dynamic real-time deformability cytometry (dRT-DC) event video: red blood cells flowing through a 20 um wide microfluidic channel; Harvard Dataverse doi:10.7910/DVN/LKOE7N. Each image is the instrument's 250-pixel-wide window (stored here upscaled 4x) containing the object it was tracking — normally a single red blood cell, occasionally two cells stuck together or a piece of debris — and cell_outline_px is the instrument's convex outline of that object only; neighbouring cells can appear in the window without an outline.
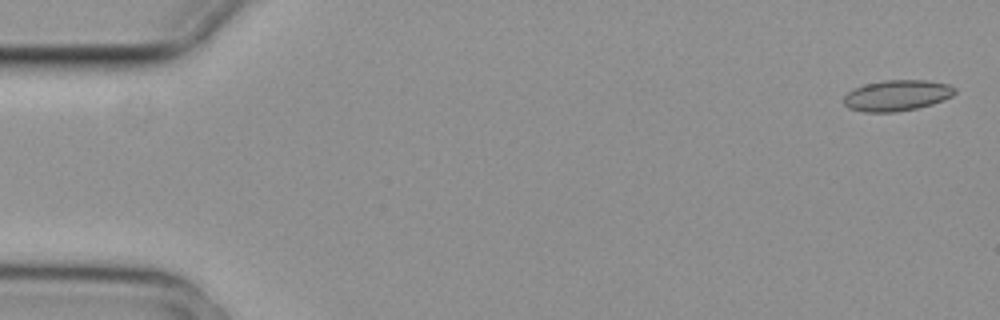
{"species": "common noctule bat (a hibernating species)", "species_latin": "Nyctalus noctula", "temperature_condition": "cold", "stored_images_in_passage": 5, "camera_frame_rate_fps": 3000, "um_per_image_px": 0.085, "animal": {"sex": "female", "body_mass_g": 29.2, "forearm_length_mm": 56.3}, "frame": {"image": 1, "passage_image": 1, "time_ms": 0.0, "image_size_px": [1000, 320], "cell_outline_px": [[956, 92], [952, 96], [944, 100], [932, 104], [916, 108], [896, 112], [864, 112], [848, 108], [844, 104], [844, 96], [852, 88], [884, 80], [928, 80], [948, 84], [956, 88]], "centroid_in_image_um": [76.25, 8.11], "position_along_channel_um": 8.8, "area_um2": 20.06}}
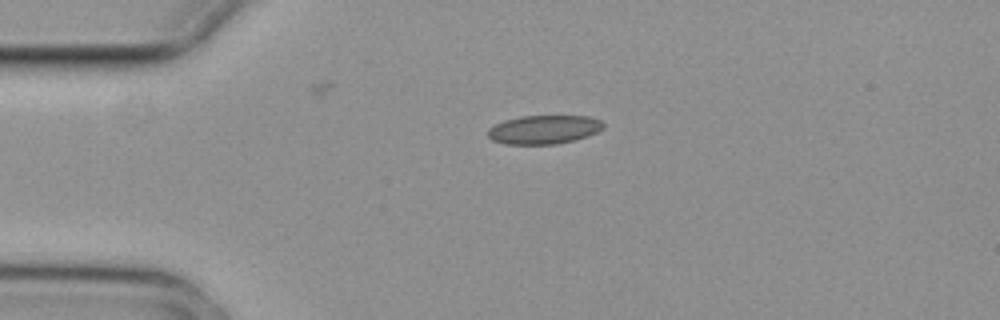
{"frame": {"image": 2, "passage_image": 4, "time_ms": 1.0, "image_size_px": [1000, 320], "cell_outline_px": [[604, 128], [588, 136], [556, 144], [504, 144], [492, 140], [488, 136], [488, 128], [504, 120], [520, 116], [588, 116], [600, 120], [604, 124]], "centroid_in_image_um": [46.22, 11.01], "position_along_channel_um": 38.8, "area_um2": 19.31}}